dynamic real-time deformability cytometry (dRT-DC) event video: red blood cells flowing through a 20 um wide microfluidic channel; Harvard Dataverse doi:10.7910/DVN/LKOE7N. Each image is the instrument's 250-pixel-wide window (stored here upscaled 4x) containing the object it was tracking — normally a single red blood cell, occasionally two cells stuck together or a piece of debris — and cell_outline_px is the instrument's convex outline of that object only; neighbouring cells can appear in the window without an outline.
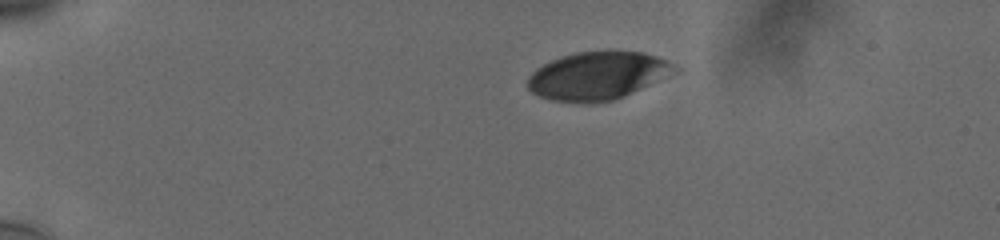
{"species": "human", "species_latin": "Homo sapiens", "temperature_condition": "cold", "stored_images_in_passage": 10, "camera_frame_rate_fps": 3000, "um_per_image_px": 0.085, "donor": {"sex": "male"}, "frame": {"image": 1, "passage_image": 1, "time_ms": 0.0, "image_size_px": [1000, 240], "cell_outline_px": [[684, 68], [680, 72], [624, 96], [612, 100], [588, 104], [552, 100], [540, 96], [532, 92], [528, 88], [528, 76], [536, 68], [552, 60], [576, 52], [644, 52], [668, 60]], "centroid_in_image_um": [50.88, 6.45], "position_along_channel_um": 34.1, "area_um2": 41.33}}
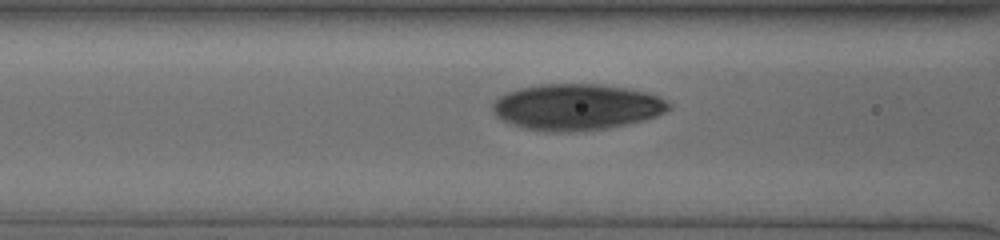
{"frame": {"image": 2, "passage_image": 8, "time_ms": 2.333, "image_size_px": [1000, 240], "cell_outline_px": [[672, 108], [656, 116], [644, 120], [628, 124], [608, 128], [572, 132], [544, 132], [524, 128], [500, 120], [492, 112], [492, 104], [500, 96], [508, 92], [520, 88], [540, 84], [600, 84], [628, 88], [644, 92], [656, 96], [672, 104]], "centroid_in_image_um": [48.99, 9.11], "position_along_channel_um": 117.6, "area_um2": 47.63}}
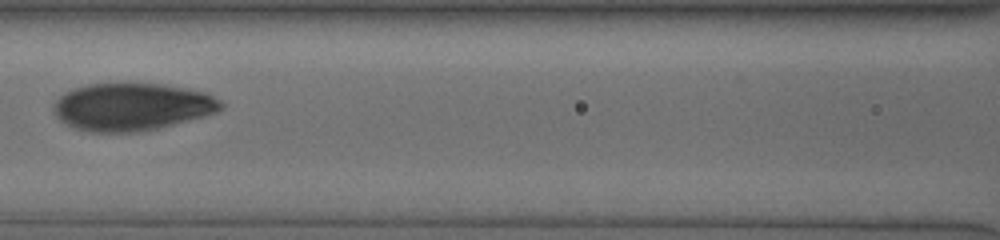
{"frame": {"image": 3, "passage_image": 9, "time_ms": 2.667, "image_size_px": [1000, 240], "cell_outline_px": [[224, 108], [216, 112], [204, 116], [156, 128], [136, 132], [92, 132], [72, 128], [60, 120], [56, 116], [52, 108], [56, 100], [64, 92], [72, 88], [88, 84], [164, 84], [188, 88], [204, 92], [220, 100], [224, 104]], "centroid_in_image_um": [11.19, 9.07], "position_along_channel_um": 155.4, "area_um2": 46.3}}